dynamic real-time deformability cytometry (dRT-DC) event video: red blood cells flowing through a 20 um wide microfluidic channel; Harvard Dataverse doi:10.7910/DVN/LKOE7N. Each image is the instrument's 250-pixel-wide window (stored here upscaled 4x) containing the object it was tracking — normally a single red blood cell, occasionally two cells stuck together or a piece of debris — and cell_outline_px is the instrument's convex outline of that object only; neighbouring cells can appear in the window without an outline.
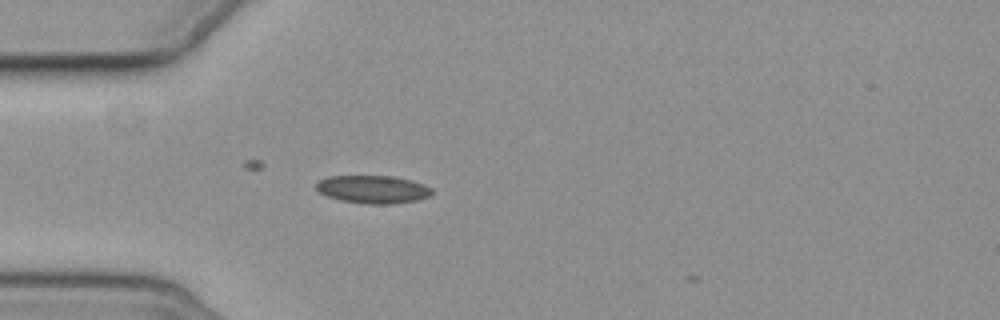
{"species": "common noctule bat (a hibernating species)", "species_latin": "Nyctalus noctula", "temperature_condition": "cold", "stored_images_in_passage": 1, "camera_frame_rate_fps": 3000, "um_per_image_px": 0.085, "animal": {"sex": "female", "body_mass_g": 19.3, "forearm_length_mm": 54.1}, "frame": {"image": 1, "passage_image": 1, "time_ms": 0.0, "image_size_px": [1000, 320], "cell_outline_px": [[432, 192], [428, 196], [416, 200], [392, 204], [364, 204], [340, 200], [328, 196], [320, 192], [316, 188], [316, 184], [320, 180], [328, 176], [392, 176], [412, 180], [424, 184], [432, 188]], "centroid_in_image_um": [31.7, 16.09], "position_along_channel_um": 53.3, "area_um2": 18.79}}